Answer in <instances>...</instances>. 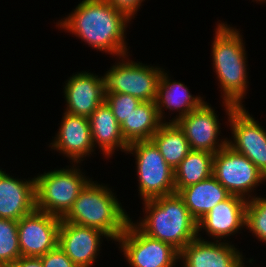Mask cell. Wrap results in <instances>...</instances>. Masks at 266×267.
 Segmentation results:
<instances>
[{
  "label": "cell",
  "instance_id": "obj_30",
  "mask_svg": "<svg viewBox=\"0 0 266 267\" xmlns=\"http://www.w3.org/2000/svg\"><path fill=\"white\" fill-rule=\"evenodd\" d=\"M6 267H43L40 257H20Z\"/></svg>",
  "mask_w": 266,
  "mask_h": 267
},
{
  "label": "cell",
  "instance_id": "obj_22",
  "mask_svg": "<svg viewBox=\"0 0 266 267\" xmlns=\"http://www.w3.org/2000/svg\"><path fill=\"white\" fill-rule=\"evenodd\" d=\"M163 124L155 101L141 102L120 125L122 136L128 144L150 140Z\"/></svg>",
  "mask_w": 266,
  "mask_h": 267
},
{
  "label": "cell",
  "instance_id": "obj_7",
  "mask_svg": "<svg viewBox=\"0 0 266 267\" xmlns=\"http://www.w3.org/2000/svg\"><path fill=\"white\" fill-rule=\"evenodd\" d=\"M127 57V54L120 56L119 60L121 58L122 61H118L101 76L104 94L123 93L142 102L155 101L163 69L137 63Z\"/></svg>",
  "mask_w": 266,
  "mask_h": 267
},
{
  "label": "cell",
  "instance_id": "obj_19",
  "mask_svg": "<svg viewBox=\"0 0 266 267\" xmlns=\"http://www.w3.org/2000/svg\"><path fill=\"white\" fill-rule=\"evenodd\" d=\"M164 70L160 75L155 104L158 115L163 123H167L166 120H163L165 118V112H163L165 108L173 112L179 111L178 116L176 115L175 118H172V121L169 120L170 123H175L192 110L198 109L205 101L202 100L203 97L201 96L194 97L191 95L188 87L184 83L171 80Z\"/></svg>",
  "mask_w": 266,
  "mask_h": 267
},
{
  "label": "cell",
  "instance_id": "obj_18",
  "mask_svg": "<svg viewBox=\"0 0 266 267\" xmlns=\"http://www.w3.org/2000/svg\"><path fill=\"white\" fill-rule=\"evenodd\" d=\"M35 209V176L24 181L0 169V218L19 221Z\"/></svg>",
  "mask_w": 266,
  "mask_h": 267
},
{
  "label": "cell",
  "instance_id": "obj_5",
  "mask_svg": "<svg viewBox=\"0 0 266 267\" xmlns=\"http://www.w3.org/2000/svg\"><path fill=\"white\" fill-rule=\"evenodd\" d=\"M76 166L73 164L71 168L44 172L35 177L36 209L60 218L69 212L79 193L91 181Z\"/></svg>",
  "mask_w": 266,
  "mask_h": 267
},
{
  "label": "cell",
  "instance_id": "obj_26",
  "mask_svg": "<svg viewBox=\"0 0 266 267\" xmlns=\"http://www.w3.org/2000/svg\"><path fill=\"white\" fill-rule=\"evenodd\" d=\"M259 241L266 243V198L254 196L247 200L246 226Z\"/></svg>",
  "mask_w": 266,
  "mask_h": 267
},
{
  "label": "cell",
  "instance_id": "obj_27",
  "mask_svg": "<svg viewBox=\"0 0 266 267\" xmlns=\"http://www.w3.org/2000/svg\"><path fill=\"white\" fill-rule=\"evenodd\" d=\"M105 102L112 109L113 115L121 125L125 118H127L142 101L129 94L107 93L105 94Z\"/></svg>",
  "mask_w": 266,
  "mask_h": 267
},
{
  "label": "cell",
  "instance_id": "obj_14",
  "mask_svg": "<svg viewBox=\"0 0 266 267\" xmlns=\"http://www.w3.org/2000/svg\"><path fill=\"white\" fill-rule=\"evenodd\" d=\"M225 241L211 242L198 233V237L180 251L182 267H244L241 252Z\"/></svg>",
  "mask_w": 266,
  "mask_h": 267
},
{
  "label": "cell",
  "instance_id": "obj_12",
  "mask_svg": "<svg viewBox=\"0 0 266 267\" xmlns=\"http://www.w3.org/2000/svg\"><path fill=\"white\" fill-rule=\"evenodd\" d=\"M215 112L207 102H204L198 109L192 110L175 122L184 132L192 150L215 154L227 145V138L218 139L221 127Z\"/></svg>",
  "mask_w": 266,
  "mask_h": 267
},
{
  "label": "cell",
  "instance_id": "obj_29",
  "mask_svg": "<svg viewBox=\"0 0 266 267\" xmlns=\"http://www.w3.org/2000/svg\"><path fill=\"white\" fill-rule=\"evenodd\" d=\"M118 11L124 13L129 19H133L143 1L145 0H106Z\"/></svg>",
  "mask_w": 266,
  "mask_h": 267
},
{
  "label": "cell",
  "instance_id": "obj_20",
  "mask_svg": "<svg viewBox=\"0 0 266 267\" xmlns=\"http://www.w3.org/2000/svg\"><path fill=\"white\" fill-rule=\"evenodd\" d=\"M93 146L98 147L105 157H111L116 149L126 152L129 144L122 136L120 124L106 102L88 117Z\"/></svg>",
  "mask_w": 266,
  "mask_h": 267
},
{
  "label": "cell",
  "instance_id": "obj_10",
  "mask_svg": "<svg viewBox=\"0 0 266 267\" xmlns=\"http://www.w3.org/2000/svg\"><path fill=\"white\" fill-rule=\"evenodd\" d=\"M228 122L232 130V140L227 145L245 155L266 177V131L246 109L223 101Z\"/></svg>",
  "mask_w": 266,
  "mask_h": 267
},
{
  "label": "cell",
  "instance_id": "obj_15",
  "mask_svg": "<svg viewBox=\"0 0 266 267\" xmlns=\"http://www.w3.org/2000/svg\"><path fill=\"white\" fill-rule=\"evenodd\" d=\"M63 115L59 131L49 147L70 158L72 164H78L95 150L89 119L67 112Z\"/></svg>",
  "mask_w": 266,
  "mask_h": 267
},
{
  "label": "cell",
  "instance_id": "obj_9",
  "mask_svg": "<svg viewBox=\"0 0 266 267\" xmlns=\"http://www.w3.org/2000/svg\"><path fill=\"white\" fill-rule=\"evenodd\" d=\"M129 267H175L180 252L172 245L143 233L132 220L117 239Z\"/></svg>",
  "mask_w": 266,
  "mask_h": 267
},
{
  "label": "cell",
  "instance_id": "obj_25",
  "mask_svg": "<svg viewBox=\"0 0 266 267\" xmlns=\"http://www.w3.org/2000/svg\"><path fill=\"white\" fill-rule=\"evenodd\" d=\"M20 257L18 221L0 218V267H6Z\"/></svg>",
  "mask_w": 266,
  "mask_h": 267
},
{
  "label": "cell",
  "instance_id": "obj_17",
  "mask_svg": "<svg viewBox=\"0 0 266 267\" xmlns=\"http://www.w3.org/2000/svg\"><path fill=\"white\" fill-rule=\"evenodd\" d=\"M246 206V199L230 195L227 199L215 205L198 222V233L205 229L208 236L212 237L213 240L216 239L217 241L219 239V241H222V238L224 241V238L236 234L239 229L241 230L246 226Z\"/></svg>",
  "mask_w": 266,
  "mask_h": 267
},
{
  "label": "cell",
  "instance_id": "obj_31",
  "mask_svg": "<svg viewBox=\"0 0 266 267\" xmlns=\"http://www.w3.org/2000/svg\"><path fill=\"white\" fill-rule=\"evenodd\" d=\"M255 1H257V2L259 1L260 3H261V2H262V3H263V2H266V0H255Z\"/></svg>",
  "mask_w": 266,
  "mask_h": 267
},
{
  "label": "cell",
  "instance_id": "obj_21",
  "mask_svg": "<svg viewBox=\"0 0 266 267\" xmlns=\"http://www.w3.org/2000/svg\"><path fill=\"white\" fill-rule=\"evenodd\" d=\"M183 198L191 216L199 222L211 209L231 194L211 175L209 178L182 188Z\"/></svg>",
  "mask_w": 266,
  "mask_h": 267
},
{
  "label": "cell",
  "instance_id": "obj_24",
  "mask_svg": "<svg viewBox=\"0 0 266 267\" xmlns=\"http://www.w3.org/2000/svg\"><path fill=\"white\" fill-rule=\"evenodd\" d=\"M214 155L208 151L191 150L174 170L175 193L209 178L213 174Z\"/></svg>",
  "mask_w": 266,
  "mask_h": 267
},
{
  "label": "cell",
  "instance_id": "obj_11",
  "mask_svg": "<svg viewBox=\"0 0 266 267\" xmlns=\"http://www.w3.org/2000/svg\"><path fill=\"white\" fill-rule=\"evenodd\" d=\"M60 217L38 209L18 221L19 248L22 257H40L58 246Z\"/></svg>",
  "mask_w": 266,
  "mask_h": 267
},
{
  "label": "cell",
  "instance_id": "obj_16",
  "mask_svg": "<svg viewBox=\"0 0 266 267\" xmlns=\"http://www.w3.org/2000/svg\"><path fill=\"white\" fill-rule=\"evenodd\" d=\"M91 72H77L66 81L64 97L66 111L73 115L89 117L105 102L102 78Z\"/></svg>",
  "mask_w": 266,
  "mask_h": 267
},
{
  "label": "cell",
  "instance_id": "obj_8",
  "mask_svg": "<svg viewBox=\"0 0 266 267\" xmlns=\"http://www.w3.org/2000/svg\"><path fill=\"white\" fill-rule=\"evenodd\" d=\"M212 175L231 195L246 200L252 199L254 188L266 181L262 172L245 155L228 145L215 153Z\"/></svg>",
  "mask_w": 266,
  "mask_h": 267
},
{
  "label": "cell",
  "instance_id": "obj_6",
  "mask_svg": "<svg viewBox=\"0 0 266 267\" xmlns=\"http://www.w3.org/2000/svg\"><path fill=\"white\" fill-rule=\"evenodd\" d=\"M126 153L135 155L140 198L154 199L175 193V172L151 140L129 144Z\"/></svg>",
  "mask_w": 266,
  "mask_h": 267
},
{
  "label": "cell",
  "instance_id": "obj_23",
  "mask_svg": "<svg viewBox=\"0 0 266 267\" xmlns=\"http://www.w3.org/2000/svg\"><path fill=\"white\" fill-rule=\"evenodd\" d=\"M150 140L174 170L192 150L184 132L176 123H163Z\"/></svg>",
  "mask_w": 266,
  "mask_h": 267
},
{
  "label": "cell",
  "instance_id": "obj_2",
  "mask_svg": "<svg viewBox=\"0 0 266 267\" xmlns=\"http://www.w3.org/2000/svg\"><path fill=\"white\" fill-rule=\"evenodd\" d=\"M143 202L146 215L134 224L146 235L172 245L179 252L198 237V222L178 193Z\"/></svg>",
  "mask_w": 266,
  "mask_h": 267
},
{
  "label": "cell",
  "instance_id": "obj_28",
  "mask_svg": "<svg viewBox=\"0 0 266 267\" xmlns=\"http://www.w3.org/2000/svg\"><path fill=\"white\" fill-rule=\"evenodd\" d=\"M40 259L43 267H77L59 245L40 256Z\"/></svg>",
  "mask_w": 266,
  "mask_h": 267
},
{
  "label": "cell",
  "instance_id": "obj_3",
  "mask_svg": "<svg viewBox=\"0 0 266 267\" xmlns=\"http://www.w3.org/2000/svg\"><path fill=\"white\" fill-rule=\"evenodd\" d=\"M212 43V62L223 93V101L244 106L242 99L248 89L246 51L238 29L226 22L218 23Z\"/></svg>",
  "mask_w": 266,
  "mask_h": 267
},
{
  "label": "cell",
  "instance_id": "obj_1",
  "mask_svg": "<svg viewBox=\"0 0 266 267\" xmlns=\"http://www.w3.org/2000/svg\"><path fill=\"white\" fill-rule=\"evenodd\" d=\"M59 21L57 26L98 51L117 57L129 53L125 32L131 19L106 0H82L71 14Z\"/></svg>",
  "mask_w": 266,
  "mask_h": 267
},
{
  "label": "cell",
  "instance_id": "obj_13",
  "mask_svg": "<svg viewBox=\"0 0 266 267\" xmlns=\"http://www.w3.org/2000/svg\"><path fill=\"white\" fill-rule=\"evenodd\" d=\"M103 236L108 240V235L99 229L61 219L58 245L77 267H92Z\"/></svg>",
  "mask_w": 266,
  "mask_h": 267
},
{
  "label": "cell",
  "instance_id": "obj_4",
  "mask_svg": "<svg viewBox=\"0 0 266 267\" xmlns=\"http://www.w3.org/2000/svg\"><path fill=\"white\" fill-rule=\"evenodd\" d=\"M62 219L99 229L115 242L131 220L107 184L100 185L93 180L79 193L72 208Z\"/></svg>",
  "mask_w": 266,
  "mask_h": 267
}]
</instances>
